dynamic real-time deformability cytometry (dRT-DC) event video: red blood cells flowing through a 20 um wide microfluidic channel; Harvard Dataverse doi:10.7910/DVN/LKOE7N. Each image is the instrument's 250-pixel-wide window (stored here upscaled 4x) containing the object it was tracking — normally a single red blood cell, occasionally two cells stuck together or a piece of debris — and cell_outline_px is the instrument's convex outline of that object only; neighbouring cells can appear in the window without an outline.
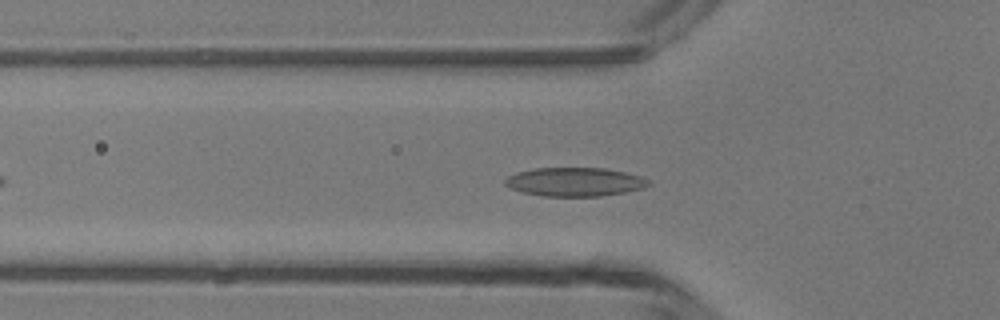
{"species": "common noctule bat (a hibernating species)", "species_latin": "Nyctalus noctula", "temperature_condition": "room temperature", "stored_images_in_passage": 6, "camera_frame_rate_fps": 3000, "um_per_image_px": 0.085, "animal": {"sex": "male", "body_mass_g": 13.3}, "frame": {"image": 1, "passage_image": 6, "time_ms": 6.667, "image_size_px": [1000, 320], "cell_outline_px": [[652, 184], [644, 188], [624, 192], [600, 196], [544, 196], [524, 192], [512, 188], [504, 184], [504, 180], [508, 176], [516, 172], [536, 168], [604, 168], [624, 172], [640, 176], [648, 180]], "centroid_in_image_um": [48.86, 15.45], "position_along_channel_um": 76.9, "area_um2": 23.87}}